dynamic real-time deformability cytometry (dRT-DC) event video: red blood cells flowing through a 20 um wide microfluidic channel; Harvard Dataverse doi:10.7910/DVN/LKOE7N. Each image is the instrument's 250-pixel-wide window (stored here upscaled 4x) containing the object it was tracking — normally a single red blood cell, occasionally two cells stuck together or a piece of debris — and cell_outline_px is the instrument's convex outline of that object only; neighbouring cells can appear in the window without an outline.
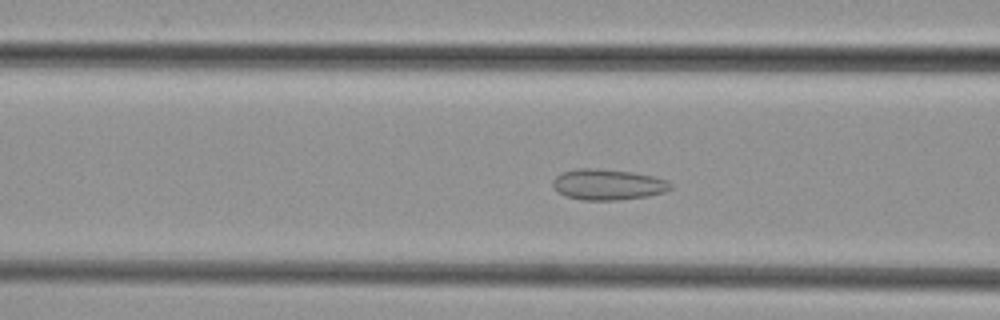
{"species": "common noctule bat (a hibernating species)", "species_latin": "Nyctalus noctula", "temperature_condition": "cold", "stored_images_in_passage": 43, "camera_frame_rate_fps": 3000, "um_per_image_px": 0.085, "animal": {"sex": "female", "body_mass_g": 29.2, "forearm_length_mm": 56.3}, "frame": {"image": 1, "passage_image": 14, "time_ms": 4.333, "image_size_px": [1000, 320], "cell_outline_px": [[672, 188], [664, 192], [648, 196], [616, 200], [584, 200], [564, 196], [552, 184], [552, 180], [556, 176], [564, 172], [576, 168], [596, 168], [632, 172], [652, 176], [668, 180], [672, 184]], "centroid_in_image_um": [51.68, 15.68], "position_along_channel_um": 114.9, "area_um2": 21.1}}
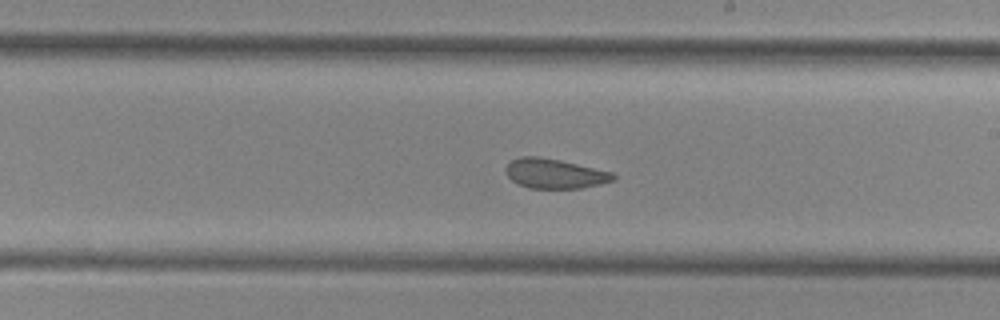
{"frame": {"image": 2, "passage_image": 23, "time_ms": 7.333, "image_size_px": [1000, 320], "cell_outline_px": [[616, 180], [600, 184], [580, 188], [528, 188], [516, 184], [508, 176], [504, 168], [512, 160], [520, 156], [540, 156], [560, 160], [612, 172], [616, 176]], "centroid_in_image_um": [47.13, 14.75], "position_along_channel_um": 241.9, "area_um2": 18.67}}
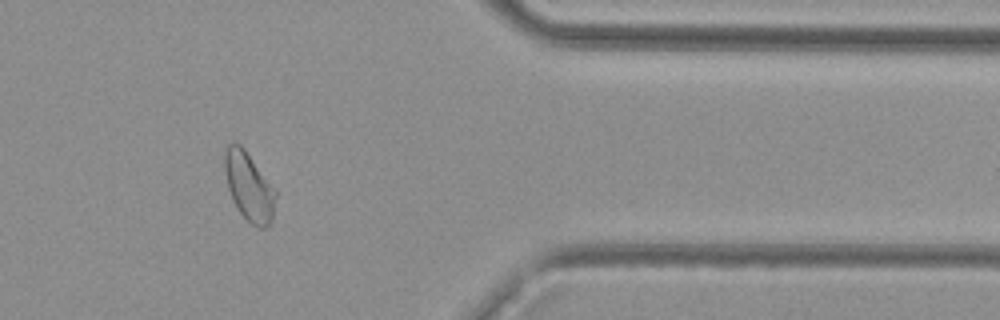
{"frame": {"image": 3, "passage_image": 35, "time_ms": 11.333, "image_size_px": [1000, 320], "cell_outline_px": [[276, 196], [272, 220], [264, 228], [260, 228], [252, 224], [240, 212], [232, 200], [228, 188], [224, 172], [224, 152], [228, 144], [240, 144], [244, 148], [276, 188]], "centroid_in_image_um": [21.17, 15.84], "position_along_channel_um": 390.2, "area_um2": 20.4}}